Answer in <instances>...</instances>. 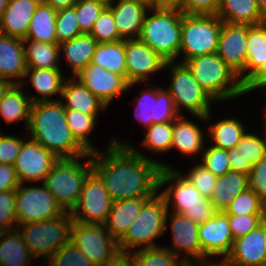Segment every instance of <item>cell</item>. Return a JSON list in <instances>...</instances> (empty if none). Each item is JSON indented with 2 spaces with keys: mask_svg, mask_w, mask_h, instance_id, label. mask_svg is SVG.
I'll use <instances>...</instances> for the list:
<instances>
[{
  "mask_svg": "<svg viewBox=\"0 0 266 266\" xmlns=\"http://www.w3.org/2000/svg\"><path fill=\"white\" fill-rule=\"evenodd\" d=\"M92 167L113 202L153 197L160 190L161 170L172 168L143 156L129 143L118 142L117 137L111 140L105 153H92Z\"/></svg>",
  "mask_w": 266,
  "mask_h": 266,
  "instance_id": "6da1fadb",
  "label": "cell"
},
{
  "mask_svg": "<svg viewBox=\"0 0 266 266\" xmlns=\"http://www.w3.org/2000/svg\"><path fill=\"white\" fill-rule=\"evenodd\" d=\"M62 99L32 103L28 132L57 158L83 157L89 153L76 141L68 127Z\"/></svg>",
  "mask_w": 266,
  "mask_h": 266,
  "instance_id": "7a4b0ae2",
  "label": "cell"
},
{
  "mask_svg": "<svg viewBox=\"0 0 266 266\" xmlns=\"http://www.w3.org/2000/svg\"><path fill=\"white\" fill-rule=\"evenodd\" d=\"M143 20L139 39L166 62H174L181 47L183 12L179 8H154Z\"/></svg>",
  "mask_w": 266,
  "mask_h": 266,
  "instance_id": "3957f363",
  "label": "cell"
},
{
  "mask_svg": "<svg viewBox=\"0 0 266 266\" xmlns=\"http://www.w3.org/2000/svg\"><path fill=\"white\" fill-rule=\"evenodd\" d=\"M171 181V182H170ZM160 193L167 204L172 203L173 213L184 214L198 224L205 223L211 219L218 211L207 197H204L180 171L172 168L161 170L159 178V188H162L166 183H172ZM170 201H172L170 203Z\"/></svg>",
  "mask_w": 266,
  "mask_h": 266,
  "instance_id": "277c9868",
  "label": "cell"
},
{
  "mask_svg": "<svg viewBox=\"0 0 266 266\" xmlns=\"http://www.w3.org/2000/svg\"><path fill=\"white\" fill-rule=\"evenodd\" d=\"M185 64L214 100L225 101L244 94L239 76L217 53L194 57Z\"/></svg>",
  "mask_w": 266,
  "mask_h": 266,
  "instance_id": "5b68a950",
  "label": "cell"
},
{
  "mask_svg": "<svg viewBox=\"0 0 266 266\" xmlns=\"http://www.w3.org/2000/svg\"><path fill=\"white\" fill-rule=\"evenodd\" d=\"M81 158H88L87 166L81 163ZM92 171V153L83 157L61 158L55 162L42 184L66 212H71L79 200L86 178Z\"/></svg>",
  "mask_w": 266,
  "mask_h": 266,
  "instance_id": "8992f818",
  "label": "cell"
},
{
  "mask_svg": "<svg viewBox=\"0 0 266 266\" xmlns=\"http://www.w3.org/2000/svg\"><path fill=\"white\" fill-rule=\"evenodd\" d=\"M168 213L167 204L161 194L149 198L142 206L139 216L118 240L120 252L130 253L132 248L142 245L141 249L160 246L154 241L166 231Z\"/></svg>",
  "mask_w": 266,
  "mask_h": 266,
  "instance_id": "52a82bcc",
  "label": "cell"
},
{
  "mask_svg": "<svg viewBox=\"0 0 266 266\" xmlns=\"http://www.w3.org/2000/svg\"><path fill=\"white\" fill-rule=\"evenodd\" d=\"M73 218L70 212L53 219L16 226L30 254L46 262L59 248L68 244Z\"/></svg>",
  "mask_w": 266,
  "mask_h": 266,
  "instance_id": "ba28073f",
  "label": "cell"
},
{
  "mask_svg": "<svg viewBox=\"0 0 266 266\" xmlns=\"http://www.w3.org/2000/svg\"><path fill=\"white\" fill-rule=\"evenodd\" d=\"M170 68L172 74L168 92L170 93L177 112L183 106L188 112L208 122L211 117L210 102L215 101L194 79L192 71L184 63L166 62L164 69Z\"/></svg>",
  "mask_w": 266,
  "mask_h": 266,
  "instance_id": "9c48e42d",
  "label": "cell"
},
{
  "mask_svg": "<svg viewBox=\"0 0 266 266\" xmlns=\"http://www.w3.org/2000/svg\"><path fill=\"white\" fill-rule=\"evenodd\" d=\"M223 21L217 15H182L181 47L183 61L217 52Z\"/></svg>",
  "mask_w": 266,
  "mask_h": 266,
  "instance_id": "30bf717a",
  "label": "cell"
},
{
  "mask_svg": "<svg viewBox=\"0 0 266 266\" xmlns=\"http://www.w3.org/2000/svg\"><path fill=\"white\" fill-rule=\"evenodd\" d=\"M70 241L96 266H104L119 252L118 241L104 224H83L73 221Z\"/></svg>",
  "mask_w": 266,
  "mask_h": 266,
  "instance_id": "8fae6325",
  "label": "cell"
},
{
  "mask_svg": "<svg viewBox=\"0 0 266 266\" xmlns=\"http://www.w3.org/2000/svg\"><path fill=\"white\" fill-rule=\"evenodd\" d=\"M16 189L15 207L18 225L49 220L66 213L55 197L42 187H22Z\"/></svg>",
  "mask_w": 266,
  "mask_h": 266,
  "instance_id": "7c38bea8",
  "label": "cell"
},
{
  "mask_svg": "<svg viewBox=\"0 0 266 266\" xmlns=\"http://www.w3.org/2000/svg\"><path fill=\"white\" fill-rule=\"evenodd\" d=\"M112 203L103 181L92 171L86 178L79 200L70 213L73 221L79 223L104 224Z\"/></svg>",
  "mask_w": 266,
  "mask_h": 266,
  "instance_id": "4fadbf2b",
  "label": "cell"
},
{
  "mask_svg": "<svg viewBox=\"0 0 266 266\" xmlns=\"http://www.w3.org/2000/svg\"><path fill=\"white\" fill-rule=\"evenodd\" d=\"M58 159L38 142L31 139L26 142L23 141L14 164L19 182L22 184L27 180H42L44 182L45 177Z\"/></svg>",
  "mask_w": 266,
  "mask_h": 266,
  "instance_id": "5bb4252c",
  "label": "cell"
},
{
  "mask_svg": "<svg viewBox=\"0 0 266 266\" xmlns=\"http://www.w3.org/2000/svg\"><path fill=\"white\" fill-rule=\"evenodd\" d=\"M250 25L222 23L217 54L239 76L243 83L247 62V36Z\"/></svg>",
  "mask_w": 266,
  "mask_h": 266,
  "instance_id": "9a60e30c",
  "label": "cell"
},
{
  "mask_svg": "<svg viewBox=\"0 0 266 266\" xmlns=\"http://www.w3.org/2000/svg\"><path fill=\"white\" fill-rule=\"evenodd\" d=\"M136 104L135 116L146 128L156 123L174 121L180 115L167 89L157 86L141 91Z\"/></svg>",
  "mask_w": 266,
  "mask_h": 266,
  "instance_id": "2e32d148",
  "label": "cell"
},
{
  "mask_svg": "<svg viewBox=\"0 0 266 266\" xmlns=\"http://www.w3.org/2000/svg\"><path fill=\"white\" fill-rule=\"evenodd\" d=\"M199 241L203 251V264L208 256H222L223 260L230 254L234 243L229 224V216L218 211L211 219L199 224ZM206 260V261H204Z\"/></svg>",
  "mask_w": 266,
  "mask_h": 266,
  "instance_id": "e0dca14e",
  "label": "cell"
},
{
  "mask_svg": "<svg viewBox=\"0 0 266 266\" xmlns=\"http://www.w3.org/2000/svg\"><path fill=\"white\" fill-rule=\"evenodd\" d=\"M126 80L136 84L164 69L166 61L147 44L138 39L125 40Z\"/></svg>",
  "mask_w": 266,
  "mask_h": 266,
  "instance_id": "ac0fdd59",
  "label": "cell"
},
{
  "mask_svg": "<svg viewBox=\"0 0 266 266\" xmlns=\"http://www.w3.org/2000/svg\"><path fill=\"white\" fill-rule=\"evenodd\" d=\"M80 82L106 106L115 96L133 87L119 74L113 73L96 64L90 63L75 76Z\"/></svg>",
  "mask_w": 266,
  "mask_h": 266,
  "instance_id": "d6986e66",
  "label": "cell"
},
{
  "mask_svg": "<svg viewBox=\"0 0 266 266\" xmlns=\"http://www.w3.org/2000/svg\"><path fill=\"white\" fill-rule=\"evenodd\" d=\"M170 220L173 249L170 248L169 250L178 256L182 251L190 255L191 257L186 255L182 257L189 265H203V251L198 235L199 224L179 213H171Z\"/></svg>",
  "mask_w": 266,
  "mask_h": 266,
  "instance_id": "ffe728a7",
  "label": "cell"
},
{
  "mask_svg": "<svg viewBox=\"0 0 266 266\" xmlns=\"http://www.w3.org/2000/svg\"><path fill=\"white\" fill-rule=\"evenodd\" d=\"M225 261L232 266H266L264 219L248 234L234 240Z\"/></svg>",
  "mask_w": 266,
  "mask_h": 266,
  "instance_id": "44dd1931",
  "label": "cell"
},
{
  "mask_svg": "<svg viewBox=\"0 0 266 266\" xmlns=\"http://www.w3.org/2000/svg\"><path fill=\"white\" fill-rule=\"evenodd\" d=\"M26 71L23 39L0 33V80L23 85Z\"/></svg>",
  "mask_w": 266,
  "mask_h": 266,
  "instance_id": "7402d4cb",
  "label": "cell"
},
{
  "mask_svg": "<svg viewBox=\"0 0 266 266\" xmlns=\"http://www.w3.org/2000/svg\"><path fill=\"white\" fill-rule=\"evenodd\" d=\"M108 6L111 8L119 36L123 40L138 39L149 7L137 0H122Z\"/></svg>",
  "mask_w": 266,
  "mask_h": 266,
  "instance_id": "603a6c76",
  "label": "cell"
},
{
  "mask_svg": "<svg viewBox=\"0 0 266 266\" xmlns=\"http://www.w3.org/2000/svg\"><path fill=\"white\" fill-rule=\"evenodd\" d=\"M41 0H8L0 20V33L25 39L30 20Z\"/></svg>",
  "mask_w": 266,
  "mask_h": 266,
  "instance_id": "cb8c5ba5",
  "label": "cell"
},
{
  "mask_svg": "<svg viewBox=\"0 0 266 266\" xmlns=\"http://www.w3.org/2000/svg\"><path fill=\"white\" fill-rule=\"evenodd\" d=\"M266 157V138L245 133L240 142L228 150L231 171L249 175L253 164Z\"/></svg>",
  "mask_w": 266,
  "mask_h": 266,
  "instance_id": "d4e9b609",
  "label": "cell"
},
{
  "mask_svg": "<svg viewBox=\"0 0 266 266\" xmlns=\"http://www.w3.org/2000/svg\"><path fill=\"white\" fill-rule=\"evenodd\" d=\"M149 198L151 197L124 199L112 203L104 225L113 238L118 241L126 233Z\"/></svg>",
  "mask_w": 266,
  "mask_h": 266,
  "instance_id": "484cf974",
  "label": "cell"
},
{
  "mask_svg": "<svg viewBox=\"0 0 266 266\" xmlns=\"http://www.w3.org/2000/svg\"><path fill=\"white\" fill-rule=\"evenodd\" d=\"M65 80L61 98L65 109H72L87 115H98L99 110L105 111L107 106L93 95L76 77Z\"/></svg>",
  "mask_w": 266,
  "mask_h": 266,
  "instance_id": "4316f807",
  "label": "cell"
},
{
  "mask_svg": "<svg viewBox=\"0 0 266 266\" xmlns=\"http://www.w3.org/2000/svg\"><path fill=\"white\" fill-rule=\"evenodd\" d=\"M216 15L229 24L255 26L266 22L256 0H220Z\"/></svg>",
  "mask_w": 266,
  "mask_h": 266,
  "instance_id": "83f0119b",
  "label": "cell"
},
{
  "mask_svg": "<svg viewBox=\"0 0 266 266\" xmlns=\"http://www.w3.org/2000/svg\"><path fill=\"white\" fill-rule=\"evenodd\" d=\"M248 188L247 174L230 171L217 178L209 201L217 211H225L233 199Z\"/></svg>",
  "mask_w": 266,
  "mask_h": 266,
  "instance_id": "f1b7e54d",
  "label": "cell"
},
{
  "mask_svg": "<svg viewBox=\"0 0 266 266\" xmlns=\"http://www.w3.org/2000/svg\"><path fill=\"white\" fill-rule=\"evenodd\" d=\"M97 44L95 38L87 33L59 44V49L65 54L69 67H72L73 77L91 63Z\"/></svg>",
  "mask_w": 266,
  "mask_h": 266,
  "instance_id": "f546056e",
  "label": "cell"
},
{
  "mask_svg": "<svg viewBox=\"0 0 266 266\" xmlns=\"http://www.w3.org/2000/svg\"><path fill=\"white\" fill-rule=\"evenodd\" d=\"M183 117L181 114L173 121L171 149L176 148L178 151L189 156L197 155L199 151H204L203 132L197 124Z\"/></svg>",
  "mask_w": 266,
  "mask_h": 266,
  "instance_id": "4dcf8cb0",
  "label": "cell"
},
{
  "mask_svg": "<svg viewBox=\"0 0 266 266\" xmlns=\"http://www.w3.org/2000/svg\"><path fill=\"white\" fill-rule=\"evenodd\" d=\"M21 84H13L0 101V115L7 124L25 120L28 128L32 102Z\"/></svg>",
  "mask_w": 266,
  "mask_h": 266,
  "instance_id": "1f68e13d",
  "label": "cell"
},
{
  "mask_svg": "<svg viewBox=\"0 0 266 266\" xmlns=\"http://www.w3.org/2000/svg\"><path fill=\"white\" fill-rule=\"evenodd\" d=\"M0 266H27L35 259L18 229L0 232Z\"/></svg>",
  "mask_w": 266,
  "mask_h": 266,
  "instance_id": "d6a6232c",
  "label": "cell"
},
{
  "mask_svg": "<svg viewBox=\"0 0 266 266\" xmlns=\"http://www.w3.org/2000/svg\"><path fill=\"white\" fill-rule=\"evenodd\" d=\"M56 16L57 10L40 2L30 20L25 39L35 42L57 43Z\"/></svg>",
  "mask_w": 266,
  "mask_h": 266,
  "instance_id": "836d02e7",
  "label": "cell"
},
{
  "mask_svg": "<svg viewBox=\"0 0 266 266\" xmlns=\"http://www.w3.org/2000/svg\"><path fill=\"white\" fill-rule=\"evenodd\" d=\"M61 69H33L27 68L25 77L30 75V81L36 91L41 95L42 99L30 97L32 103L55 101L49 99V96L60 94L63 90L66 77H62Z\"/></svg>",
  "mask_w": 266,
  "mask_h": 266,
  "instance_id": "e575fe53",
  "label": "cell"
},
{
  "mask_svg": "<svg viewBox=\"0 0 266 266\" xmlns=\"http://www.w3.org/2000/svg\"><path fill=\"white\" fill-rule=\"evenodd\" d=\"M23 44L27 68L61 69L57 65L60 56L59 44L35 42L27 39H23Z\"/></svg>",
  "mask_w": 266,
  "mask_h": 266,
  "instance_id": "d590c367",
  "label": "cell"
},
{
  "mask_svg": "<svg viewBox=\"0 0 266 266\" xmlns=\"http://www.w3.org/2000/svg\"><path fill=\"white\" fill-rule=\"evenodd\" d=\"M91 63L122 75L126 79L125 40L98 43Z\"/></svg>",
  "mask_w": 266,
  "mask_h": 266,
  "instance_id": "8d00e7d4",
  "label": "cell"
},
{
  "mask_svg": "<svg viewBox=\"0 0 266 266\" xmlns=\"http://www.w3.org/2000/svg\"><path fill=\"white\" fill-rule=\"evenodd\" d=\"M264 61H266V22L248 27L247 74L243 76V83L261 67Z\"/></svg>",
  "mask_w": 266,
  "mask_h": 266,
  "instance_id": "74e56055",
  "label": "cell"
},
{
  "mask_svg": "<svg viewBox=\"0 0 266 266\" xmlns=\"http://www.w3.org/2000/svg\"><path fill=\"white\" fill-rule=\"evenodd\" d=\"M208 135L213 142V146L219 149H233L241 140L244 131L242 123L234 118H225L212 124L209 128Z\"/></svg>",
  "mask_w": 266,
  "mask_h": 266,
  "instance_id": "f35d334b",
  "label": "cell"
},
{
  "mask_svg": "<svg viewBox=\"0 0 266 266\" xmlns=\"http://www.w3.org/2000/svg\"><path fill=\"white\" fill-rule=\"evenodd\" d=\"M131 254L136 266H189L184 259L178 258V255L164 246L139 248Z\"/></svg>",
  "mask_w": 266,
  "mask_h": 266,
  "instance_id": "ab89813d",
  "label": "cell"
},
{
  "mask_svg": "<svg viewBox=\"0 0 266 266\" xmlns=\"http://www.w3.org/2000/svg\"><path fill=\"white\" fill-rule=\"evenodd\" d=\"M65 116L68 127L71 130L72 135L76 141L88 152H96L91 144L88 137V134L94 129L97 120V115H87L79 111L72 109H65Z\"/></svg>",
  "mask_w": 266,
  "mask_h": 266,
  "instance_id": "60d3db41",
  "label": "cell"
},
{
  "mask_svg": "<svg viewBox=\"0 0 266 266\" xmlns=\"http://www.w3.org/2000/svg\"><path fill=\"white\" fill-rule=\"evenodd\" d=\"M144 132L142 145L156 152H166L171 149L173 139V121L156 123Z\"/></svg>",
  "mask_w": 266,
  "mask_h": 266,
  "instance_id": "b9f144b4",
  "label": "cell"
},
{
  "mask_svg": "<svg viewBox=\"0 0 266 266\" xmlns=\"http://www.w3.org/2000/svg\"><path fill=\"white\" fill-rule=\"evenodd\" d=\"M224 212L227 215L266 214V203L248 188L236 196Z\"/></svg>",
  "mask_w": 266,
  "mask_h": 266,
  "instance_id": "7bdbcfd3",
  "label": "cell"
},
{
  "mask_svg": "<svg viewBox=\"0 0 266 266\" xmlns=\"http://www.w3.org/2000/svg\"><path fill=\"white\" fill-rule=\"evenodd\" d=\"M48 266H96L71 241L59 248L46 262Z\"/></svg>",
  "mask_w": 266,
  "mask_h": 266,
  "instance_id": "ee69618b",
  "label": "cell"
},
{
  "mask_svg": "<svg viewBox=\"0 0 266 266\" xmlns=\"http://www.w3.org/2000/svg\"><path fill=\"white\" fill-rule=\"evenodd\" d=\"M97 43H109L123 40L117 31L115 20L111 8L106 6L99 17L94 22L93 28L89 33Z\"/></svg>",
  "mask_w": 266,
  "mask_h": 266,
  "instance_id": "f6af8a7d",
  "label": "cell"
},
{
  "mask_svg": "<svg viewBox=\"0 0 266 266\" xmlns=\"http://www.w3.org/2000/svg\"><path fill=\"white\" fill-rule=\"evenodd\" d=\"M55 28L57 44L83 34L79 28L74 7L57 10Z\"/></svg>",
  "mask_w": 266,
  "mask_h": 266,
  "instance_id": "bcb514c9",
  "label": "cell"
},
{
  "mask_svg": "<svg viewBox=\"0 0 266 266\" xmlns=\"http://www.w3.org/2000/svg\"><path fill=\"white\" fill-rule=\"evenodd\" d=\"M106 6V4L97 1L77 0L73 7L82 33L89 34L91 32L94 22Z\"/></svg>",
  "mask_w": 266,
  "mask_h": 266,
  "instance_id": "7dc6e473",
  "label": "cell"
},
{
  "mask_svg": "<svg viewBox=\"0 0 266 266\" xmlns=\"http://www.w3.org/2000/svg\"><path fill=\"white\" fill-rule=\"evenodd\" d=\"M202 159L203 162L199 164L217 177H221L231 171L228 162V150L211 146L210 148L204 149Z\"/></svg>",
  "mask_w": 266,
  "mask_h": 266,
  "instance_id": "c3c4849f",
  "label": "cell"
},
{
  "mask_svg": "<svg viewBox=\"0 0 266 266\" xmlns=\"http://www.w3.org/2000/svg\"><path fill=\"white\" fill-rule=\"evenodd\" d=\"M16 190L0 192V232L17 229L14 223H17L15 207Z\"/></svg>",
  "mask_w": 266,
  "mask_h": 266,
  "instance_id": "681fc988",
  "label": "cell"
},
{
  "mask_svg": "<svg viewBox=\"0 0 266 266\" xmlns=\"http://www.w3.org/2000/svg\"><path fill=\"white\" fill-rule=\"evenodd\" d=\"M185 177L204 197H207L208 199L213 192V188L218 178L201 164L194 166Z\"/></svg>",
  "mask_w": 266,
  "mask_h": 266,
  "instance_id": "f907efd6",
  "label": "cell"
},
{
  "mask_svg": "<svg viewBox=\"0 0 266 266\" xmlns=\"http://www.w3.org/2000/svg\"><path fill=\"white\" fill-rule=\"evenodd\" d=\"M232 236L235 239L248 234L259 226L266 214L228 215Z\"/></svg>",
  "mask_w": 266,
  "mask_h": 266,
  "instance_id": "816d5d0a",
  "label": "cell"
},
{
  "mask_svg": "<svg viewBox=\"0 0 266 266\" xmlns=\"http://www.w3.org/2000/svg\"><path fill=\"white\" fill-rule=\"evenodd\" d=\"M248 182L249 189L266 203V157L252 165Z\"/></svg>",
  "mask_w": 266,
  "mask_h": 266,
  "instance_id": "f5cc1de1",
  "label": "cell"
},
{
  "mask_svg": "<svg viewBox=\"0 0 266 266\" xmlns=\"http://www.w3.org/2000/svg\"><path fill=\"white\" fill-rule=\"evenodd\" d=\"M220 0H180L179 9L188 15H216Z\"/></svg>",
  "mask_w": 266,
  "mask_h": 266,
  "instance_id": "db71d44e",
  "label": "cell"
},
{
  "mask_svg": "<svg viewBox=\"0 0 266 266\" xmlns=\"http://www.w3.org/2000/svg\"><path fill=\"white\" fill-rule=\"evenodd\" d=\"M23 141L16 136L2 134L0 136V163L14 165Z\"/></svg>",
  "mask_w": 266,
  "mask_h": 266,
  "instance_id": "11a10c76",
  "label": "cell"
},
{
  "mask_svg": "<svg viewBox=\"0 0 266 266\" xmlns=\"http://www.w3.org/2000/svg\"><path fill=\"white\" fill-rule=\"evenodd\" d=\"M19 185L14 165L0 163V192L16 190Z\"/></svg>",
  "mask_w": 266,
  "mask_h": 266,
  "instance_id": "9f6ffc18",
  "label": "cell"
},
{
  "mask_svg": "<svg viewBox=\"0 0 266 266\" xmlns=\"http://www.w3.org/2000/svg\"><path fill=\"white\" fill-rule=\"evenodd\" d=\"M261 87H266V61L243 83V92L247 94Z\"/></svg>",
  "mask_w": 266,
  "mask_h": 266,
  "instance_id": "6f0895ef",
  "label": "cell"
},
{
  "mask_svg": "<svg viewBox=\"0 0 266 266\" xmlns=\"http://www.w3.org/2000/svg\"><path fill=\"white\" fill-rule=\"evenodd\" d=\"M104 266H136L131 253L119 252L113 259Z\"/></svg>",
  "mask_w": 266,
  "mask_h": 266,
  "instance_id": "680465c9",
  "label": "cell"
},
{
  "mask_svg": "<svg viewBox=\"0 0 266 266\" xmlns=\"http://www.w3.org/2000/svg\"><path fill=\"white\" fill-rule=\"evenodd\" d=\"M41 2L51 6L55 10L71 8L77 0H41Z\"/></svg>",
  "mask_w": 266,
  "mask_h": 266,
  "instance_id": "91938a15",
  "label": "cell"
},
{
  "mask_svg": "<svg viewBox=\"0 0 266 266\" xmlns=\"http://www.w3.org/2000/svg\"><path fill=\"white\" fill-rule=\"evenodd\" d=\"M180 0H152L154 8H179Z\"/></svg>",
  "mask_w": 266,
  "mask_h": 266,
  "instance_id": "94428289",
  "label": "cell"
},
{
  "mask_svg": "<svg viewBox=\"0 0 266 266\" xmlns=\"http://www.w3.org/2000/svg\"><path fill=\"white\" fill-rule=\"evenodd\" d=\"M13 84L6 81V80H0V101L4 97V94L6 91L12 86Z\"/></svg>",
  "mask_w": 266,
  "mask_h": 266,
  "instance_id": "6125c7cd",
  "label": "cell"
},
{
  "mask_svg": "<svg viewBox=\"0 0 266 266\" xmlns=\"http://www.w3.org/2000/svg\"><path fill=\"white\" fill-rule=\"evenodd\" d=\"M221 262L219 263V261H215V262H209L207 261L205 264H203V266H232L230 264H228L225 260H220Z\"/></svg>",
  "mask_w": 266,
  "mask_h": 266,
  "instance_id": "be15d7a7",
  "label": "cell"
},
{
  "mask_svg": "<svg viewBox=\"0 0 266 266\" xmlns=\"http://www.w3.org/2000/svg\"><path fill=\"white\" fill-rule=\"evenodd\" d=\"M256 3L261 12L266 16V0H256Z\"/></svg>",
  "mask_w": 266,
  "mask_h": 266,
  "instance_id": "e7e4bbea",
  "label": "cell"
},
{
  "mask_svg": "<svg viewBox=\"0 0 266 266\" xmlns=\"http://www.w3.org/2000/svg\"><path fill=\"white\" fill-rule=\"evenodd\" d=\"M8 0H0V20L2 18V15L7 7Z\"/></svg>",
  "mask_w": 266,
  "mask_h": 266,
  "instance_id": "03108f58",
  "label": "cell"
},
{
  "mask_svg": "<svg viewBox=\"0 0 266 266\" xmlns=\"http://www.w3.org/2000/svg\"><path fill=\"white\" fill-rule=\"evenodd\" d=\"M137 1L146 4L149 7V9H152V0H137Z\"/></svg>",
  "mask_w": 266,
  "mask_h": 266,
  "instance_id": "003e7915",
  "label": "cell"
},
{
  "mask_svg": "<svg viewBox=\"0 0 266 266\" xmlns=\"http://www.w3.org/2000/svg\"><path fill=\"white\" fill-rule=\"evenodd\" d=\"M91 1H97V2H100V3H104L108 6V0H91Z\"/></svg>",
  "mask_w": 266,
  "mask_h": 266,
  "instance_id": "a7ac6f4b",
  "label": "cell"
},
{
  "mask_svg": "<svg viewBox=\"0 0 266 266\" xmlns=\"http://www.w3.org/2000/svg\"><path fill=\"white\" fill-rule=\"evenodd\" d=\"M264 234H265V243H266V217L264 218Z\"/></svg>",
  "mask_w": 266,
  "mask_h": 266,
  "instance_id": "89a4df30",
  "label": "cell"
},
{
  "mask_svg": "<svg viewBox=\"0 0 266 266\" xmlns=\"http://www.w3.org/2000/svg\"><path fill=\"white\" fill-rule=\"evenodd\" d=\"M118 1H122V0H118ZM114 2H115L114 0H108V5L112 3L114 4Z\"/></svg>",
  "mask_w": 266,
  "mask_h": 266,
  "instance_id": "2644e50d",
  "label": "cell"
},
{
  "mask_svg": "<svg viewBox=\"0 0 266 266\" xmlns=\"http://www.w3.org/2000/svg\"><path fill=\"white\" fill-rule=\"evenodd\" d=\"M264 116H265V117H264V118H265V125H264L265 128H264V129H265V132H266V109H265V115H264ZM265 135H266V134H265Z\"/></svg>",
  "mask_w": 266,
  "mask_h": 266,
  "instance_id": "8c879c8a",
  "label": "cell"
}]
</instances>
